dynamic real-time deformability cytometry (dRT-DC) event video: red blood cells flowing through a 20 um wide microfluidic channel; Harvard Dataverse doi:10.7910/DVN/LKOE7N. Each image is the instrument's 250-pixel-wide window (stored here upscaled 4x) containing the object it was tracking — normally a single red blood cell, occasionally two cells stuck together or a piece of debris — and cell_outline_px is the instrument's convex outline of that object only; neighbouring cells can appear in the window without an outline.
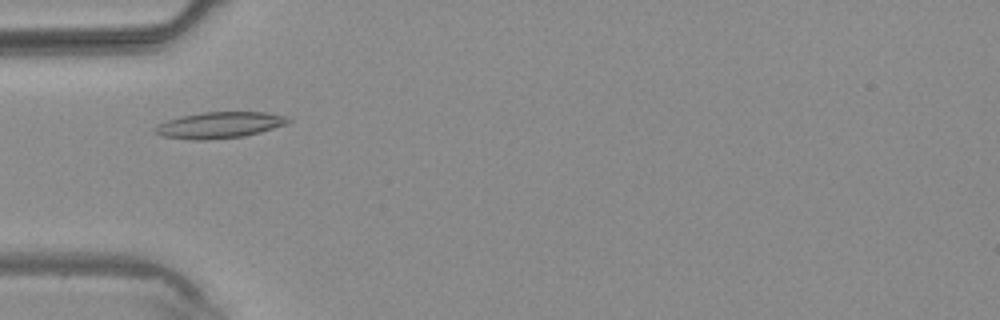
{"species": "common noctule bat (a hibernating species)", "species_latin": "Nyctalus noctula", "temperature_condition": "warm", "stored_images_in_passage": 1, "camera_frame_rate_fps": 3000, "um_per_image_px": 0.085, "animal": {"sex": "male", "body_mass_g": 20.4}, "frame": {"image": 1, "passage_image": 1, "time_ms": 0.0, "image_size_px": [1000, 320], "cell_outline_px": [[292, 120], [288, 124], [260, 132], [244, 136], [204, 140], [192, 140], [160, 136], [152, 128], [156, 124], [180, 116], [204, 112], [264, 112], [284, 116]], "centroid_in_image_um": [18.62, 10.63], "position_along_channel_um": 66.4, "area_um2": 20.4}}